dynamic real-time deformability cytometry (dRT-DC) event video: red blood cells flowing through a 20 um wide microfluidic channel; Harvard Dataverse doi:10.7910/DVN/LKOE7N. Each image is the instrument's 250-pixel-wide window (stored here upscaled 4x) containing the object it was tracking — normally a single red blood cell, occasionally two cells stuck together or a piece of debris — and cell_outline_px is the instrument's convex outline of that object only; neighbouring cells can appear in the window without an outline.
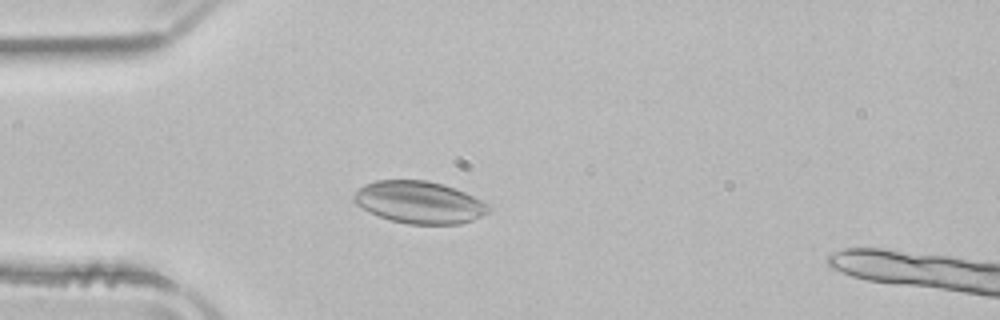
{"species": "common noctule bat (a hibernating species)", "species_latin": "Nyctalus noctula", "temperature_condition": "room temperature", "stored_images_in_passage": 43, "camera_frame_rate_fps": 3000, "um_per_image_px": 0.085, "animal": {"sex": "male", "body_mass_g": 21.5, "forearm_length_mm": 52.0}, "frame": {"image": 1, "passage_image": 9, "time_ms": 2.667, "image_size_px": [1000, 320], "cell_outline_px": [[492, 208], [488, 212], [472, 220], [460, 224], [408, 224], [392, 220], [380, 216], [356, 204], [352, 200], [352, 196], [356, 188], [364, 184], [376, 180], [428, 180], [444, 184], [484, 200]], "centroid_in_image_um": [35.64, 17.18], "position_along_channel_um": 49.4, "area_um2": 33.23}}
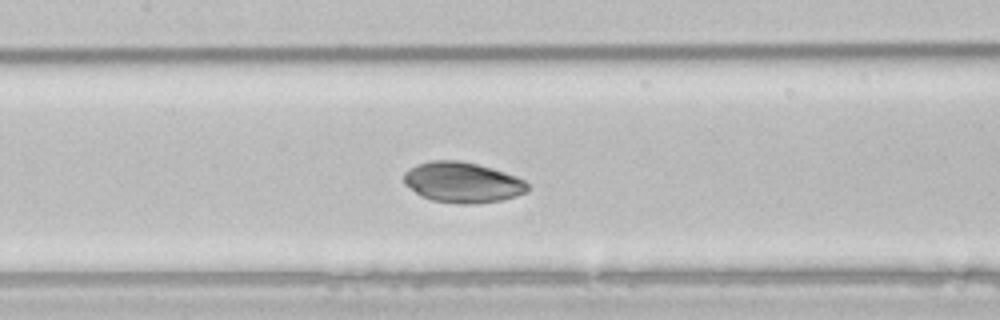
{"frame": {"image": 2, "passage_image": 19, "time_ms": 6.0, "image_size_px": [1000, 320], "cell_outline_px": [[528, 192], [516, 196], [500, 200], [432, 200], [420, 196], [404, 184], [404, 172], [408, 168], [416, 164], [432, 160], [460, 160], [492, 168], [516, 176], [524, 180], [528, 184]], "centroid_in_image_um": [39.27, 15.43], "position_along_channel_um": 168.1, "area_um2": 28.21}}
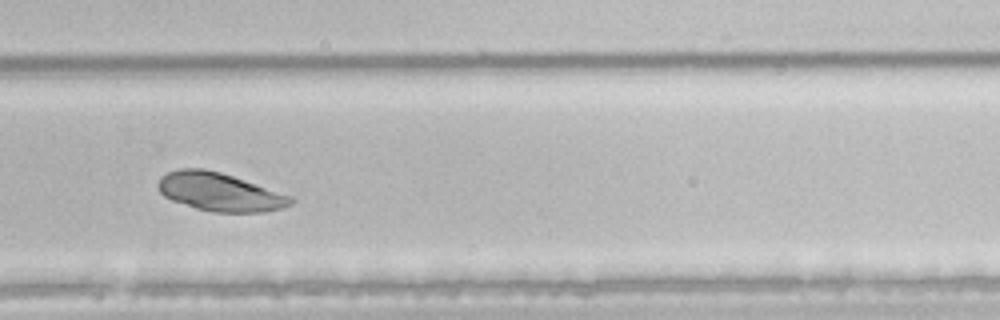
{"frame": {"image": 3, "passage_image": 30, "time_ms": 9.667, "image_size_px": [1000, 320], "cell_outline_px": [[296, 200], [292, 204], [284, 208], [264, 212], [212, 212], [196, 208], [172, 200], [164, 196], [160, 192], [160, 176], [168, 172], [180, 168], [204, 168], [220, 172], [292, 196]], "centroid_in_image_um": [18.71, 16.32], "position_along_channel_um": 311.1, "area_um2": 29.42}, "authors_computed_cell_mechanics": {"area_um2": 29.0156, "velocity_mm_per_s": 3.9222, "shape_relaxation_time_tau1_ms": 4.7882, "shape_relaxation_time_tau2_ms": null, "deformation_change_tau1": 0.059, "deformation_change_tau2": null}}